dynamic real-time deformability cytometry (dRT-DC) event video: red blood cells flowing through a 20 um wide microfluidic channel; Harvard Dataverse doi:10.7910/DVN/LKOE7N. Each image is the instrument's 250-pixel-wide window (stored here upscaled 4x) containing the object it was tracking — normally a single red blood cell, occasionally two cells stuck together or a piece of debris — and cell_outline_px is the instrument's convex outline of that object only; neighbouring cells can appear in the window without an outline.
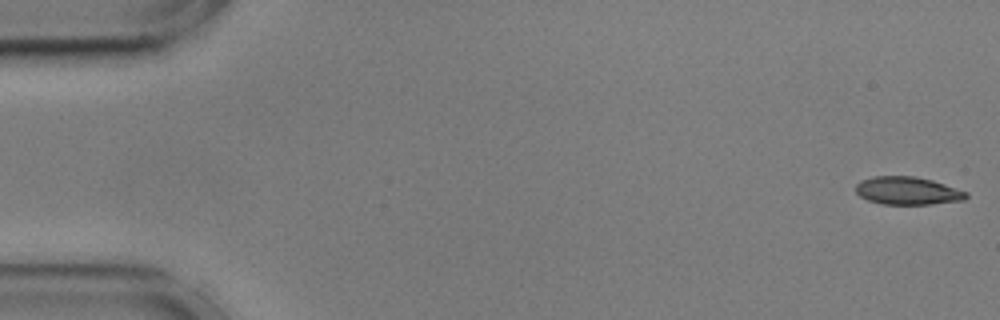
{"species": "common noctule bat (a hibernating species)", "species_latin": "Nyctalus noctula", "temperature_condition": "cold", "stored_images_in_passage": 55, "camera_frame_rate_fps": 3000, "um_per_image_px": 0.085, "animal": {"sex": "male", "body_mass_g": 17.9, "forearm_length_mm": 54.2}, "frame": {"image": 1, "passage_image": 1, "time_ms": 0.0, "image_size_px": [1000, 320], "cell_outline_px": [[968, 196], [964, 200], [932, 204], [880, 204], [868, 200], [860, 196], [856, 192], [856, 184], [860, 180], [872, 176], [916, 176], [932, 180], [968, 192]], "centroid_in_image_um": [77.13, 16.21], "position_along_channel_um": 7.9, "area_um2": 18.03}}
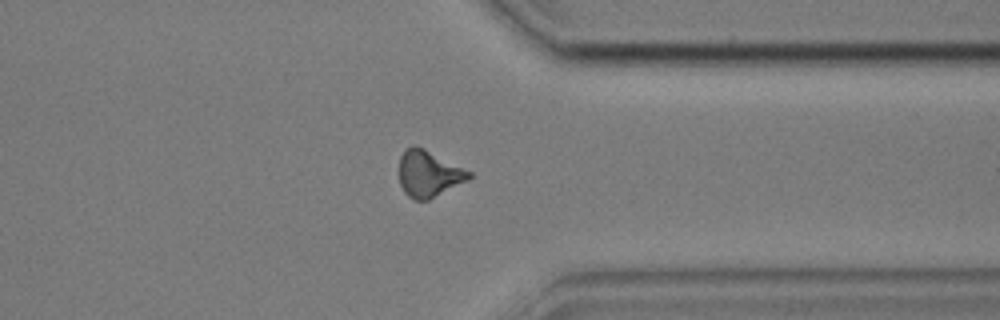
{"frame": {"image": 2, "passage_image": 43, "time_ms": 14.0, "image_size_px": [1000, 320], "cell_outline_px": [[472, 176], [468, 180], [428, 200], [416, 200], [408, 196], [404, 192], [400, 184], [400, 156], [404, 148], [412, 144], [416, 144], [472, 172]], "centroid_in_image_um": [36.42, 14.74], "position_along_channel_um": 375.0, "area_um2": 18.96}}
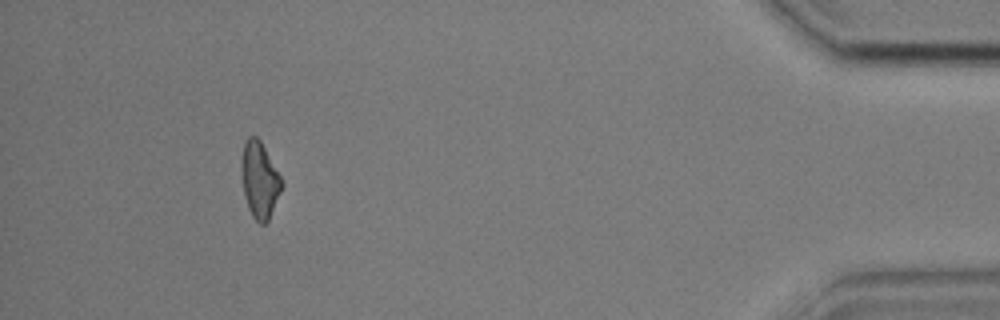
{"frame": {"image": 3, "passage_image": 51, "time_ms": 16.667, "image_size_px": [1000, 320], "cell_outline_px": [[284, 184], [268, 220], [264, 224], [260, 224], [252, 216], [248, 208], [244, 196], [240, 172], [240, 160], [244, 140], [248, 136], [256, 136], [260, 140], [280, 176]], "centroid_in_image_um": [22.02, 15.27], "position_along_channel_um": 413.2, "area_um2": 18.03}, "authors_computed_cell_mechanics": {"area_um2": 18.6694, "velocity_mm_per_s": 3.5951, "shape_relaxation_time_tau1_ms": 6.1973, "shape_relaxation_time_tau2_ms": 7.6444, "deformation_change_tau1": 0.1652, "deformation_change_tau2": 0.182}}